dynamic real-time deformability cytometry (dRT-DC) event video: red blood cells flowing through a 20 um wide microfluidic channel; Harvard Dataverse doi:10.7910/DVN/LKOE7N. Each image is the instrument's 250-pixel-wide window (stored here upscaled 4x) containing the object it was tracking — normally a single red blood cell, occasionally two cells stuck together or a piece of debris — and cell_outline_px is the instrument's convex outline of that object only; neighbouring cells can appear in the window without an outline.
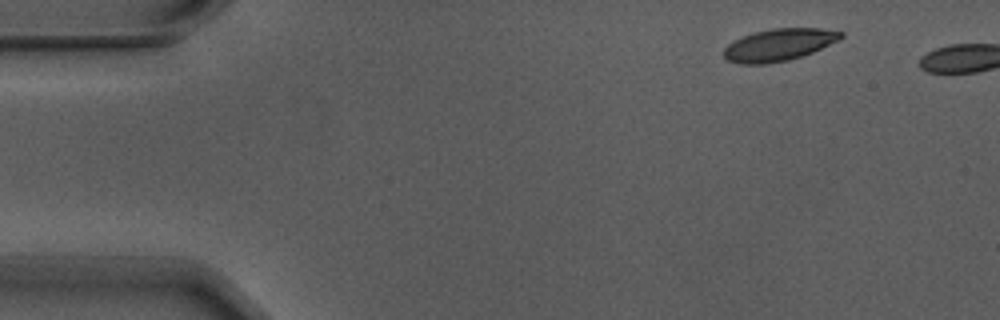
{"species": "Egyptian fruit bat (a non-hibernating species)", "species_latin": "Rousettus aegyptiacus", "temperature_condition": "warm", "stored_images_in_passage": 4, "camera_frame_rate_fps": 3000, "um_per_image_px": 0.085, "animal": {"sex": "male"}, "frame": {"image": 1, "passage_image": 1, "time_ms": 0.0, "image_size_px": [1000, 320], "cell_outline_px": [[844, 36], [840, 40], [812, 52], [788, 60], [764, 64], [740, 64], [728, 60], [724, 56], [724, 48], [728, 44], [752, 32], [772, 28], [820, 28], [844, 32]], "centroid_in_image_um": [66.22, 3.8], "position_along_channel_um": 18.8, "area_um2": 21.85}}